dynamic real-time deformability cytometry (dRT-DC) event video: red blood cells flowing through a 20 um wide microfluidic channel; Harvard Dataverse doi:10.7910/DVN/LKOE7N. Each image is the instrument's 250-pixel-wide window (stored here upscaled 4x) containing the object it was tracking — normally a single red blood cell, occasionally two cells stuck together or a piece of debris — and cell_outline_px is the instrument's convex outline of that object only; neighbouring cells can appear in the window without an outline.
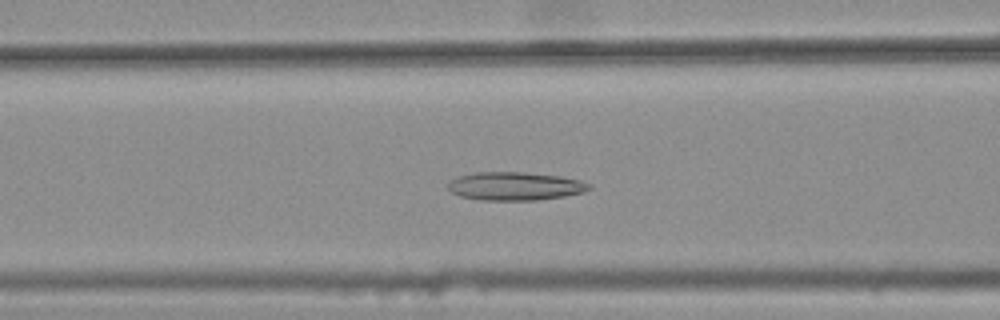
{"species": "common noctule bat (a hibernating species)", "species_latin": "Nyctalus noctula", "temperature_condition": "warm", "stored_images_in_passage": 28, "camera_frame_rate_fps": 3000, "um_per_image_px": 0.085, "animal": {"sex": "female", "body_mass_g": 25.1}, "frame": {"image": 1, "passage_image": 5, "time_ms": 1.333, "image_size_px": [1000, 320], "cell_outline_px": [[592, 188], [584, 192], [564, 196], [536, 200], [480, 200], [460, 196], [452, 192], [448, 188], [448, 184], [452, 180], [460, 176], [476, 172], [524, 172], [560, 176], [580, 180], [592, 184]], "centroid_in_image_um": [43.82, 15.82], "position_along_channel_um": 122.8, "area_um2": 23.24}}
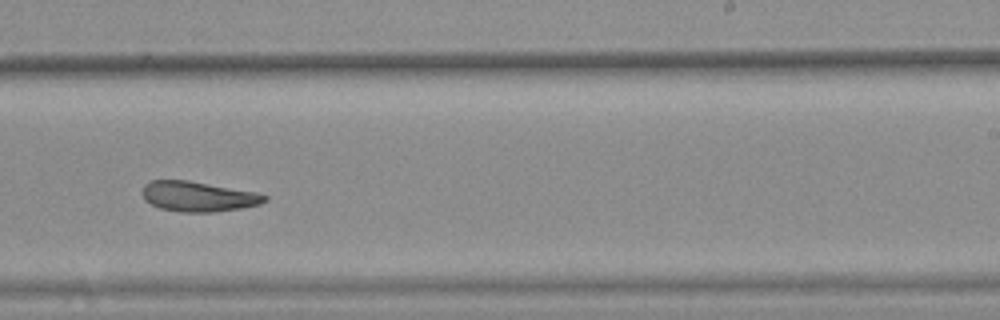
{"frame": {"image": 2, "passage_image": 17, "time_ms": 5.333, "image_size_px": [1000, 320], "cell_outline_px": [[268, 200], [260, 204], [240, 208], [212, 212], [180, 212], [160, 208], [144, 200], [140, 192], [144, 184], [152, 180], [188, 180], [256, 192], [268, 196]], "centroid_in_image_um": [16.81, 16.69], "position_along_channel_um": 272.2, "area_um2": 21.56}}
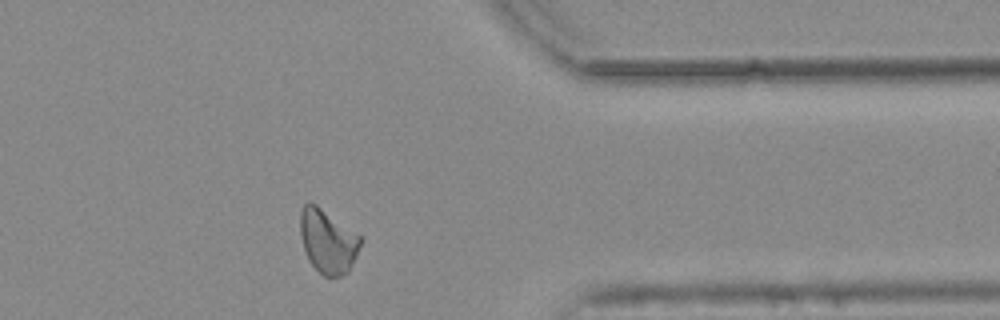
{"frame": {"image": 3, "passage_image": 27, "time_ms": 8.667, "image_size_px": [1000, 320], "cell_outline_px": [[364, 240], [348, 272], [340, 276], [324, 276], [308, 260], [304, 252], [300, 232], [300, 212], [304, 204], [308, 200], [316, 204], [364, 236]], "centroid_in_image_um": [27.89, 20.46], "position_along_channel_um": 383.5, "area_um2": 22.89}}